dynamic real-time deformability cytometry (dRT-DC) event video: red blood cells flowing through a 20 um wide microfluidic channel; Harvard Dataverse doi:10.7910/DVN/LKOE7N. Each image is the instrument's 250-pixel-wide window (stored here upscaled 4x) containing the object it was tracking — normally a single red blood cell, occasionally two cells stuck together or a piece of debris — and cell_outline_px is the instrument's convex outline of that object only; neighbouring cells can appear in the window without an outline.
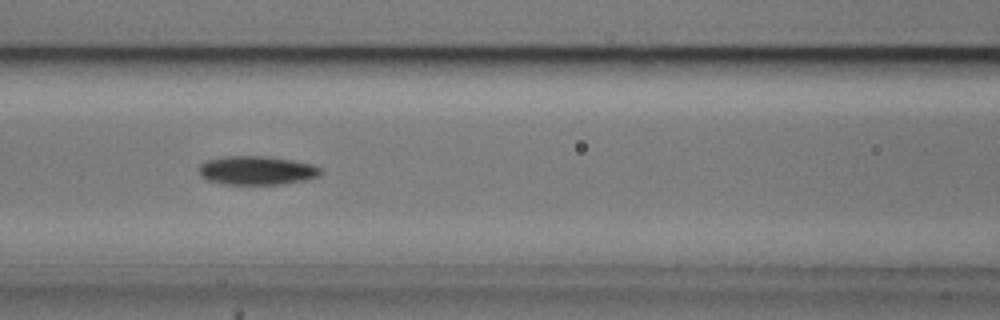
{"species": "common noctule bat (a hibernating species)", "species_latin": "Nyctalus noctula", "temperature_condition": "cold", "stored_images_in_passage": 44, "camera_frame_rate_fps": 3000, "um_per_image_px": 0.085, "animal": {"sex": "male", "body_mass_g": 20.5, "forearm_length_mm": 52.5}, "frame": {"image": 1, "passage_image": 13, "time_ms": 4.0, "image_size_px": [1000, 320], "cell_outline_px": [[320, 176], [304, 180], [280, 184], [224, 184], [208, 180], [200, 176], [200, 164], [208, 160], [224, 156], [268, 156], [292, 160], [312, 164], [320, 168]], "centroid_in_image_um": [21.82, 14.48], "position_along_channel_um": 144.8, "area_um2": 20.29}}
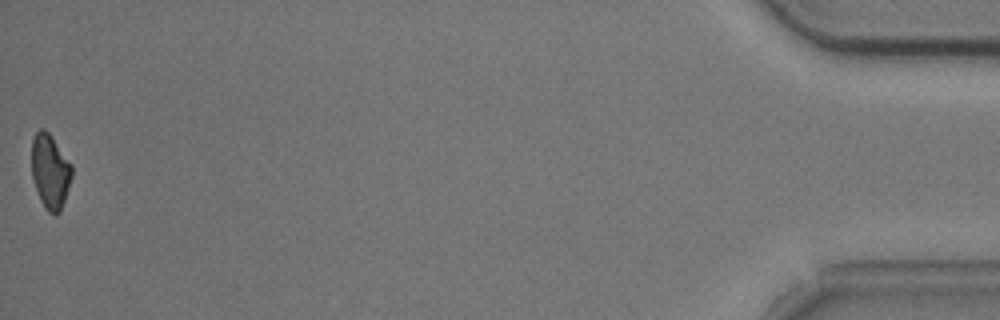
{"frame": {"image": 2, "passage_image": 44, "time_ms": 14.333, "image_size_px": [1000, 320], "cell_outline_px": [[72, 176], [60, 212], [56, 216], [48, 212], [44, 208], [40, 200], [32, 176], [32, 140], [36, 132], [40, 128], [44, 128], [48, 132], [72, 164]], "centroid_in_image_um": [4.26, 14.58], "position_along_channel_um": 430.9, "area_um2": 17.4}, "authors_computed_cell_mechanics": {"area_um2": 19.2474, "velocity_mm_per_s": 3.724, "shape_relaxation_time_tau1_ms": 2.6797, "shape_relaxation_time_tau2_ms": null, "deformation_change_tau1": 0.1131, "deformation_change_tau2": null}}